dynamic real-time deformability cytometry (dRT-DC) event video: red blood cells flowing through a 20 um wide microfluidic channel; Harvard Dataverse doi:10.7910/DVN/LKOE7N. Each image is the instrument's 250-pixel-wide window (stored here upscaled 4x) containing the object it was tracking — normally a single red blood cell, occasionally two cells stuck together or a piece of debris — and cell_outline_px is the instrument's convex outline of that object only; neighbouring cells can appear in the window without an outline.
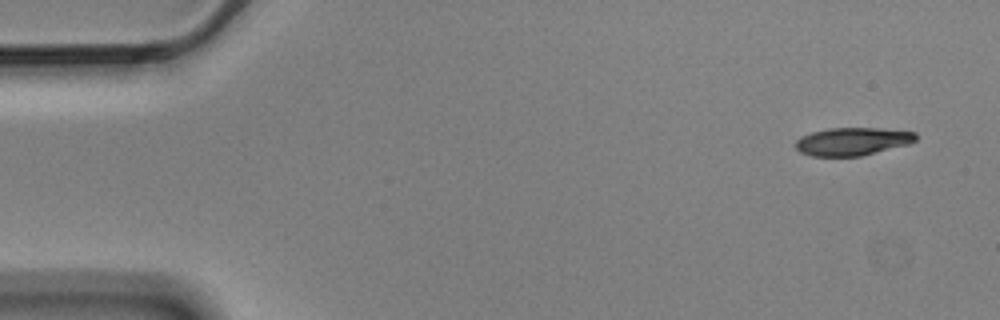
{"species": "Egyptian fruit bat (a non-hibernating species)", "species_latin": "Rousettus aegyptiacus", "temperature_condition": "cold", "stored_images_in_passage": 4, "camera_frame_rate_fps": 3000, "um_per_image_px": 0.085, "animal": {"sex": "male"}, "frame": {"image": 1, "passage_image": 1, "time_ms": 0.0, "image_size_px": [1000, 320], "cell_outline_px": [[916, 140], [908, 144], [860, 156], [812, 156], [800, 152], [796, 148], [796, 140], [800, 136], [812, 132], [828, 128], [880, 128], [916, 132]], "centroid_in_image_um": [72.44, 12.01], "position_along_channel_um": 12.6, "area_um2": 19.48}}
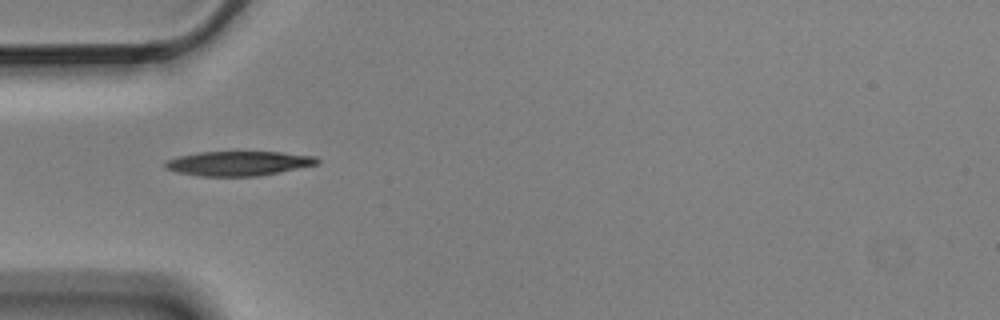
{"frame": {"image": 2, "passage_image": 4, "time_ms": 1.0, "image_size_px": [1000, 320], "cell_outline_px": [[320, 164], [260, 176], [200, 176], [176, 172], [164, 168], [164, 164], [168, 160], [180, 156], [200, 152], [280, 152], [316, 156], [320, 160]], "centroid_in_image_um": [20.32, 13.89], "position_along_channel_um": 64.7, "area_um2": 21.79}}